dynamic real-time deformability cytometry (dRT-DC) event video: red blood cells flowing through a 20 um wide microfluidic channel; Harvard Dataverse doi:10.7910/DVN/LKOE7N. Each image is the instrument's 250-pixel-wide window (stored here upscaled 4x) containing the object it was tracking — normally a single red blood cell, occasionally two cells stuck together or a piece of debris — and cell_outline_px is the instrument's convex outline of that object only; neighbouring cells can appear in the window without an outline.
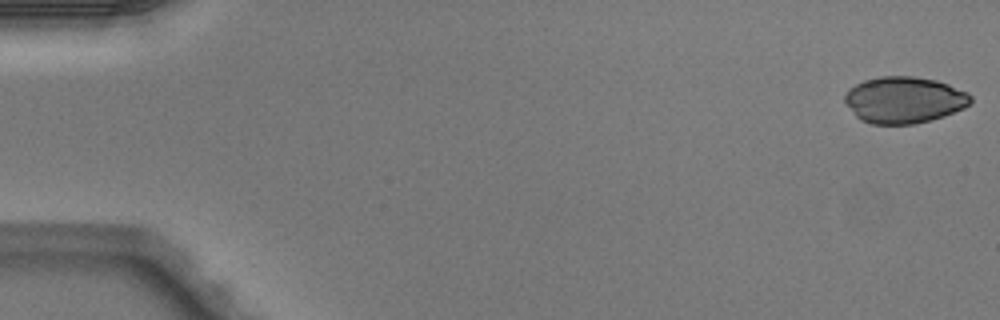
{"species": "Egyptian fruit bat (a non-hibernating species)", "species_latin": "Rousettus aegyptiacus", "temperature_condition": "warm", "stored_images_in_passage": 5, "segment_of_instrument_passage": [1, 2], "camera_frame_rate_fps": 3000, "um_per_image_px": 0.085, "animal": {"sex": "male"}, "frame": {"image": 1, "passage_image": 1, "time_ms": 0.0, "image_size_px": [1000, 320], "cell_outline_px": [[972, 100], [964, 108], [944, 116], [912, 124], [872, 124], [860, 120], [856, 116], [844, 100], [844, 96], [856, 84], [864, 80], [880, 76], [912, 76], [936, 80], [948, 84], [968, 92], [972, 96]], "centroid_in_image_um": [76.87, 8.49], "position_along_channel_um": 8.1, "area_um2": 33.93}}